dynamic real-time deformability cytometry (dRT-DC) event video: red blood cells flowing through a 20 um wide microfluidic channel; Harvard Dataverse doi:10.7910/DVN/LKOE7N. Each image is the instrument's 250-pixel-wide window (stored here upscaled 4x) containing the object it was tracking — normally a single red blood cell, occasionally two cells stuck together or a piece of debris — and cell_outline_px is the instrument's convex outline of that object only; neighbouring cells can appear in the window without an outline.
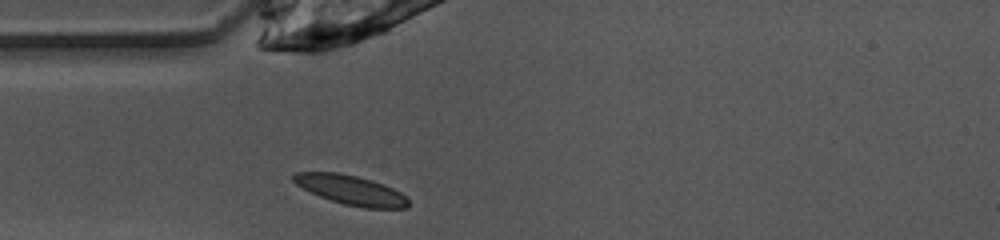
{"species": "common noctule bat (a hibernating species)", "species_latin": "Nyctalus noctula", "temperature_condition": "warm", "stored_images_in_passage": 37, "camera_frame_rate_fps": 3000, "um_per_image_px": 0.085, "animal": {"sex": "female", "body_mass_g": 10.0, "forearm_length_mm": 53.1}, "frame": {"image": 1, "passage_image": 1, "time_ms": 0.0, "image_size_px": [1000, 240], "cell_outline_px": [[408, 204], [404, 208], [364, 208], [344, 204], [320, 196], [296, 184], [292, 180], [292, 176], [296, 172], [340, 172], [372, 180], [384, 184], [400, 192], [408, 200]], "centroid_in_image_um": [29.82, 16.14], "position_along_channel_um": 55.2, "area_um2": 19.48}}
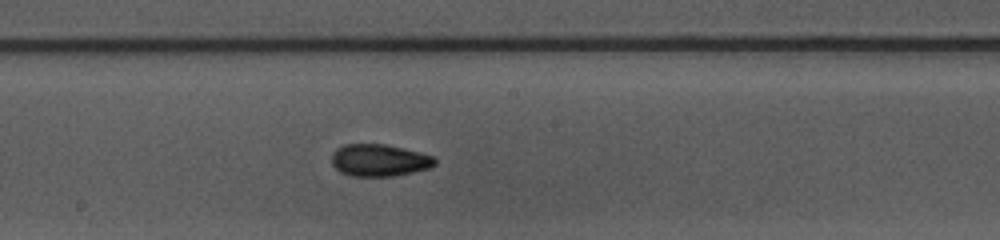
{"frame": {"image": 2, "passage_image": 13, "time_ms": 4.0, "image_size_px": [1000, 240], "cell_outline_px": [[436, 164], [428, 168], [412, 172], [392, 176], [352, 176], [340, 172], [332, 164], [332, 152], [336, 148], [344, 144], [384, 144], [420, 152], [436, 156]], "centroid_in_image_um": [32.23, 13.61], "position_along_channel_um": 216.0, "area_um2": 19.36}}
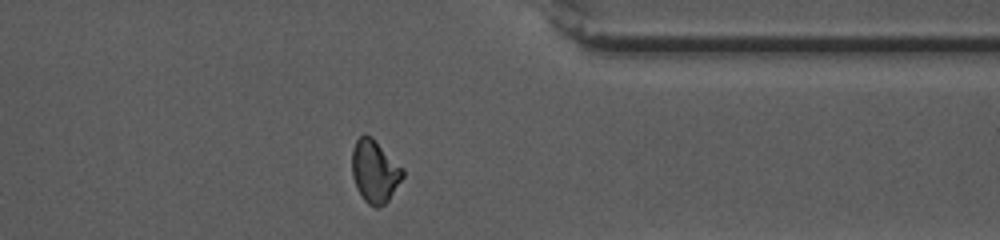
{"frame": {"image": 3, "passage_image": 26, "time_ms": 8.333, "image_size_px": [1000, 240], "cell_outline_px": [[404, 176], [388, 200], [384, 204], [376, 208], [368, 204], [360, 196], [356, 188], [352, 176], [352, 148], [356, 140], [360, 136], [372, 136], [404, 168]], "centroid_in_image_um": [31.85, 14.56], "position_along_channel_um": 379.6, "area_um2": 18.67}, "authors_computed_cell_mechanics": {"area_um2": 18.5538, "velocity_mm_per_s": 4.0352, "shape_relaxation_time_tau1_ms": 4.8715, "shape_relaxation_time_tau2_ms": 2.5894, "deformation_change_tau1": 0.1596, "deformation_change_tau2": 0.0813}}